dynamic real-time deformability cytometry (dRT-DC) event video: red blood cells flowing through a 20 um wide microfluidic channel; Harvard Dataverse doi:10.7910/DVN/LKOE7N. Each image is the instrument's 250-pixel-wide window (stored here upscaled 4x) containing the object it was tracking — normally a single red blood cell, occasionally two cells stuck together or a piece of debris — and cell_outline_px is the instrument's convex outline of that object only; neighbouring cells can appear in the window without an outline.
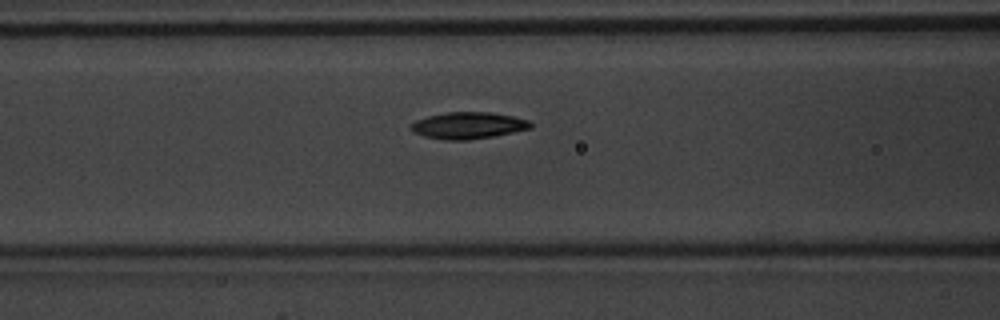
{"species": "common noctule bat (a hibernating species)", "species_latin": "Nyctalus noctula", "temperature_condition": "warm", "stored_images_in_passage": 36, "camera_frame_rate_fps": 3000, "um_per_image_px": 0.085, "animal": {"sex": "male", "body_mass_g": 20.1, "forearm_length_mm": 53.5}, "frame": {"image": 1, "passage_image": 11, "time_ms": 3.333, "image_size_px": [1000, 320], "cell_outline_px": [[532, 128], [492, 136], [468, 140], [444, 140], [424, 136], [412, 132], [408, 124], [416, 120], [428, 116], [444, 112], [492, 112], [512, 116], [528, 120], [532, 124]], "centroid_in_image_um": [39.74, 10.66], "position_along_channel_um": 126.9, "area_um2": 18.67}}
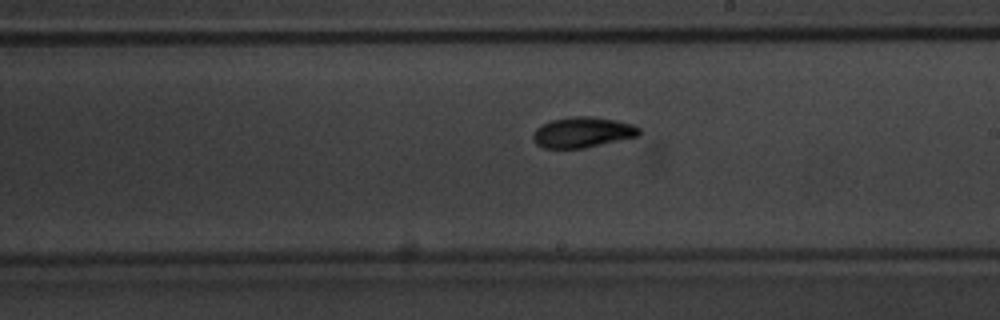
{"frame": {"image": 2, "passage_image": 19, "time_ms": 6.0, "image_size_px": [1000, 320], "cell_outline_px": [[640, 136], [584, 148], [544, 148], [536, 144], [532, 140], [532, 132], [536, 128], [552, 120], [572, 116], [592, 116], [616, 120], [636, 124], [640, 128]], "centroid_in_image_um": [49.54, 11.24], "position_along_channel_um": 239.5, "area_um2": 19.13}}
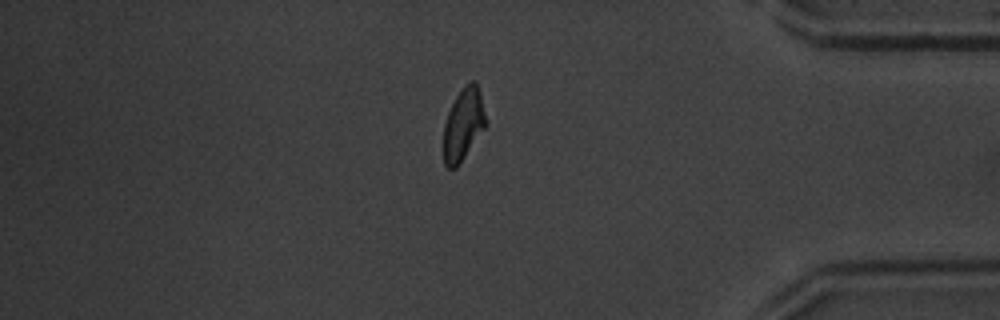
{"frame": {"image": 3, "passage_image": 32, "time_ms": 10.333, "image_size_px": [1000, 320], "cell_outline_px": [[488, 124], [456, 168], [448, 168], [444, 164], [444, 124], [448, 112], [456, 96], [472, 80], [476, 80], [480, 92]], "centroid_in_image_um": [39.4, 10.58], "position_along_channel_um": 395.8, "area_um2": 17.63}}